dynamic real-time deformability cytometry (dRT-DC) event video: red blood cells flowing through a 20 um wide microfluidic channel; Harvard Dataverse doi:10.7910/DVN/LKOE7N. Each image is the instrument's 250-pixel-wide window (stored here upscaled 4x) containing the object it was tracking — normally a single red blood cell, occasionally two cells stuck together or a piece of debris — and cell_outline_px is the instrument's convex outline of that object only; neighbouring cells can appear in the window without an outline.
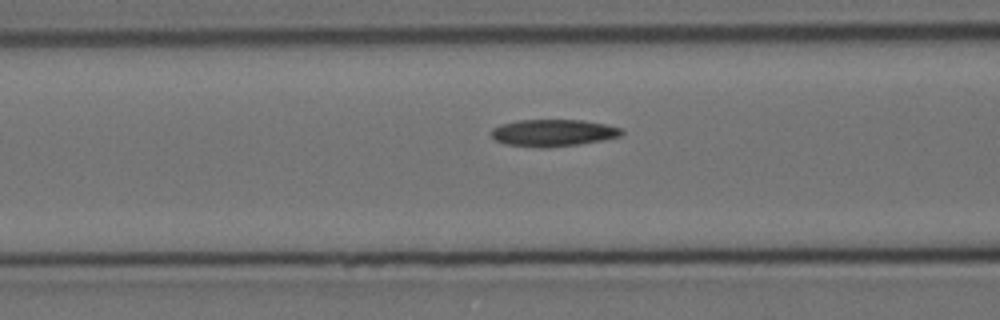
{"species": "Egyptian fruit bat (a non-hibernating species)", "species_latin": "Rousettus aegyptiacus", "temperature_condition": "cold", "stored_images_in_passage": 41, "camera_frame_rate_fps": 3000, "um_per_image_px": 0.085, "animal": {"sex": "female"}, "frame": {"image": 1, "passage_image": 17, "time_ms": 5.333, "image_size_px": [1000, 320], "cell_outline_px": [[624, 132], [620, 136], [604, 140], [580, 144], [544, 148], [540, 148], [504, 144], [496, 140], [492, 136], [492, 128], [500, 124], [520, 120], [584, 120], [624, 128]], "centroid_in_image_um": [47.04, 11.29], "position_along_channel_um": 119.6, "area_um2": 20.63}}
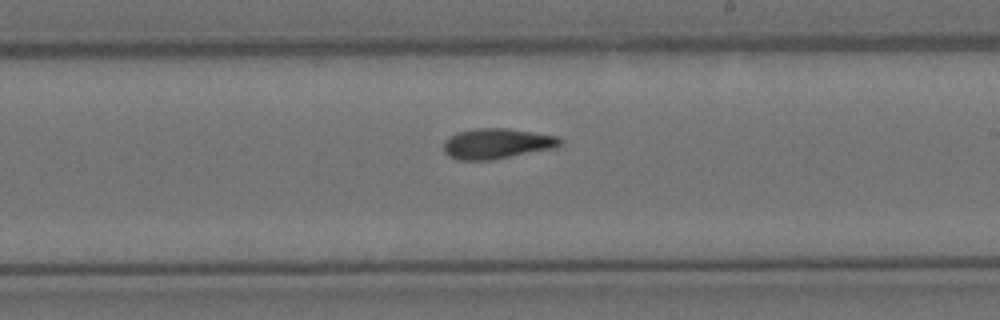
{"frame": {"image": 2, "passage_image": 28, "time_ms": 9.0, "image_size_px": [1000, 320], "cell_outline_px": [[564, 140], [556, 148], [492, 160], [456, 160], [448, 156], [444, 152], [444, 140], [456, 132], [476, 128], [508, 128], [560, 136]], "centroid_in_image_um": [42.25, 12.2], "position_along_channel_um": 246.8, "area_um2": 20.98}}
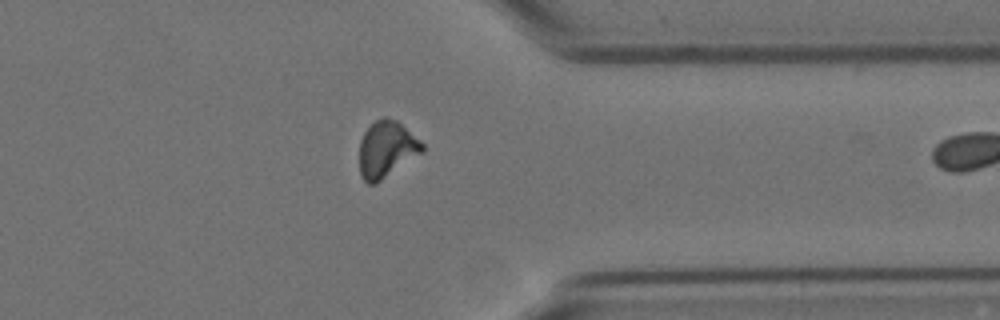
{"frame": {"image": 3, "passage_image": 40, "time_ms": 13.0, "image_size_px": [1000, 320], "cell_outline_px": [[424, 152], [376, 184], [368, 184], [360, 176], [360, 140], [364, 132], [376, 120], [384, 116], [396, 120], [420, 140], [424, 144]], "centroid_in_image_um": [32.86, 12.71], "position_along_channel_um": 378.5, "area_um2": 20.75}}